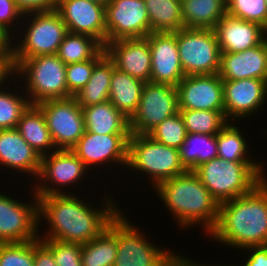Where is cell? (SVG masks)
<instances>
[{
	"label": "cell",
	"mask_w": 267,
	"mask_h": 266,
	"mask_svg": "<svg viewBox=\"0 0 267 266\" xmlns=\"http://www.w3.org/2000/svg\"><path fill=\"white\" fill-rule=\"evenodd\" d=\"M110 195L112 196L105 193L101 203L103 206H94L93 203H87L83 196L79 198L77 193L71 194L68 191L63 194L37 196L39 222L46 219L43 223L47 221L45 224L48 225L47 232L43 231L45 234L39 239L88 243L99 236L121 210Z\"/></svg>",
	"instance_id": "obj_1"
},
{
	"label": "cell",
	"mask_w": 267,
	"mask_h": 266,
	"mask_svg": "<svg viewBox=\"0 0 267 266\" xmlns=\"http://www.w3.org/2000/svg\"><path fill=\"white\" fill-rule=\"evenodd\" d=\"M208 236L239 251L250 246H266L267 177L251 192L221 203L218 221Z\"/></svg>",
	"instance_id": "obj_2"
},
{
	"label": "cell",
	"mask_w": 267,
	"mask_h": 266,
	"mask_svg": "<svg viewBox=\"0 0 267 266\" xmlns=\"http://www.w3.org/2000/svg\"><path fill=\"white\" fill-rule=\"evenodd\" d=\"M173 221L182 229L202 225L207 235L218 221L219 204L194 171H186L160 183L155 190ZM175 219V220H174Z\"/></svg>",
	"instance_id": "obj_3"
},
{
	"label": "cell",
	"mask_w": 267,
	"mask_h": 266,
	"mask_svg": "<svg viewBox=\"0 0 267 266\" xmlns=\"http://www.w3.org/2000/svg\"><path fill=\"white\" fill-rule=\"evenodd\" d=\"M263 162H234L214 158L194 172L220 205L251 192L266 177Z\"/></svg>",
	"instance_id": "obj_4"
},
{
	"label": "cell",
	"mask_w": 267,
	"mask_h": 266,
	"mask_svg": "<svg viewBox=\"0 0 267 266\" xmlns=\"http://www.w3.org/2000/svg\"><path fill=\"white\" fill-rule=\"evenodd\" d=\"M18 78L31 105L68 98L66 64L56 55H40L25 60H12V73ZM20 78V79H19ZM23 79V80H22Z\"/></svg>",
	"instance_id": "obj_5"
},
{
	"label": "cell",
	"mask_w": 267,
	"mask_h": 266,
	"mask_svg": "<svg viewBox=\"0 0 267 266\" xmlns=\"http://www.w3.org/2000/svg\"><path fill=\"white\" fill-rule=\"evenodd\" d=\"M17 33L12 39V60H25L56 54L68 29L59 12L52 9L24 14Z\"/></svg>",
	"instance_id": "obj_6"
},
{
	"label": "cell",
	"mask_w": 267,
	"mask_h": 266,
	"mask_svg": "<svg viewBox=\"0 0 267 266\" xmlns=\"http://www.w3.org/2000/svg\"><path fill=\"white\" fill-rule=\"evenodd\" d=\"M148 176L155 189L160 183L187 170L181 164L179 152L155 141L148 134H131L128 141V162L126 171Z\"/></svg>",
	"instance_id": "obj_7"
},
{
	"label": "cell",
	"mask_w": 267,
	"mask_h": 266,
	"mask_svg": "<svg viewBox=\"0 0 267 266\" xmlns=\"http://www.w3.org/2000/svg\"><path fill=\"white\" fill-rule=\"evenodd\" d=\"M123 213L121 209L107 226L117 237V255L113 266H168L171 250L149 242L146 235Z\"/></svg>",
	"instance_id": "obj_8"
},
{
	"label": "cell",
	"mask_w": 267,
	"mask_h": 266,
	"mask_svg": "<svg viewBox=\"0 0 267 266\" xmlns=\"http://www.w3.org/2000/svg\"><path fill=\"white\" fill-rule=\"evenodd\" d=\"M176 39L185 76L219 74L221 49L214 29L183 27Z\"/></svg>",
	"instance_id": "obj_9"
},
{
	"label": "cell",
	"mask_w": 267,
	"mask_h": 266,
	"mask_svg": "<svg viewBox=\"0 0 267 266\" xmlns=\"http://www.w3.org/2000/svg\"><path fill=\"white\" fill-rule=\"evenodd\" d=\"M179 112L177 88L145 82L136 112L129 119L131 134H149L163 120Z\"/></svg>",
	"instance_id": "obj_10"
},
{
	"label": "cell",
	"mask_w": 267,
	"mask_h": 266,
	"mask_svg": "<svg viewBox=\"0 0 267 266\" xmlns=\"http://www.w3.org/2000/svg\"><path fill=\"white\" fill-rule=\"evenodd\" d=\"M87 173L88 169L72 150L57 149L41 157L39 175L34 180V188L30 189L36 196L63 194L66 193L64 186L77 185L83 177L86 179Z\"/></svg>",
	"instance_id": "obj_11"
},
{
	"label": "cell",
	"mask_w": 267,
	"mask_h": 266,
	"mask_svg": "<svg viewBox=\"0 0 267 266\" xmlns=\"http://www.w3.org/2000/svg\"><path fill=\"white\" fill-rule=\"evenodd\" d=\"M31 192L34 201L27 203L0 193V243L28 242L42 236L38 233L43 224L39 222V201Z\"/></svg>",
	"instance_id": "obj_12"
},
{
	"label": "cell",
	"mask_w": 267,
	"mask_h": 266,
	"mask_svg": "<svg viewBox=\"0 0 267 266\" xmlns=\"http://www.w3.org/2000/svg\"><path fill=\"white\" fill-rule=\"evenodd\" d=\"M37 106L56 149L71 150L85 132L83 110L74 96L43 101Z\"/></svg>",
	"instance_id": "obj_13"
},
{
	"label": "cell",
	"mask_w": 267,
	"mask_h": 266,
	"mask_svg": "<svg viewBox=\"0 0 267 266\" xmlns=\"http://www.w3.org/2000/svg\"><path fill=\"white\" fill-rule=\"evenodd\" d=\"M106 43L145 38L150 22L144 0H110L105 6Z\"/></svg>",
	"instance_id": "obj_14"
},
{
	"label": "cell",
	"mask_w": 267,
	"mask_h": 266,
	"mask_svg": "<svg viewBox=\"0 0 267 266\" xmlns=\"http://www.w3.org/2000/svg\"><path fill=\"white\" fill-rule=\"evenodd\" d=\"M131 134L99 135L84 132L77 144L71 149L84 163L89 172L100 169L102 164L122 165L126 170L128 162V141ZM100 164V166H99ZM117 164V165H115Z\"/></svg>",
	"instance_id": "obj_15"
},
{
	"label": "cell",
	"mask_w": 267,
	"mask_h": 266,
	"mask_svg": "<svg viewBox=\"0 0 267 266\" xmlns=\"http://www.w3.org/2000/svg\"><path fill=\"white\" fill-rule=\"evenodd\" d=\"M225 117L228 121L250 118L267 102V81L262 79L222 80ZM249 116V117H248ZM230 118V119H229Z\"/></svg>",
	"instance_id": "obj_16"
},
{
	"label": "cell",
	"mask_w": 267,
	"mask_h": 266,
	"mask_svg": "<svg viewBox=\"0 0 267 266\" xmlns=\"http://www.w3.org/2000/svg\"><path fill=\"white\" fill-rule=\"evenodd\" d=\"M176 88L179 109L225 111L219 74L185 76Z\"/></svg>",
	"instance_id": "obj_17"
},
{
	"label": "cell",
	"mask_w": 267,
	"mask_h": 266,
	"mask_svg": "<svg viewBox=\"0 0 267 266\" xmlns=\"http://www.w3.org/2000/svg\"><path fill=\"white\" fill-rule=\"evenodd\" d=\"M55 9L68 32L91 36L105 46V6L89 0H57Z\"/></svg>",
	"instance_id": "obj_18"
},
{
	"label": "cell",
	"mask_w": 267,
	"mask_h": 266,
	"mask_svg": "<svg viewBox=\"0 0 267 266\" xmlns=\"http://www.w3.org/2000/svg\"><path fill=\"white\" fill-rule=\"evenodd\" d=\"M151 51L150 82L177 86L185 77L177 46L176 32L150 33Z\"/></svg>",
	"instance_id": "obj_19"
},
{
	"label": "cell",
	"mask_w": 267,
	"mask_h": 266,
	"mask_svg": "<svg viewBox=\"0 0 267 266\" xmlns=\"http://www.w3.org/2000/svg\"><path fill=\"white\" fill-rule=\"evenodd\" d=\"M104 49L117 70L150 82L151 51L147 37L115 40L106 43Z\"/></svg>",
	"instance_id": "obj_20"
},
{
	"label": "cell",
	"mask_w": 267,
	"mask_h": 266,
	"mask_svg": "<svg viewBox=\"0 0 267 266\" xmlns=\"http://www.w3.org/2000/svg\"><path fill=\"white\" fill-rule=\"evenodd\" d=\"M0 166L23 175L25 173L36 180L41 168V157L16 128L0 129Z\"/></svg>",
	"instance_id": "obj_21"
},
{
	"label": "cell",
	"mask_w": 267,
	"mask_h": 266,
	"mask_svg": "<svg viewBox=\"0 0 267 266\" xmlns=\"http://www.w3.org/2000/svg\"><path fill=\"white\" fill-rule=\"evenodd\" d=\"M219 76L222 80L262 79L267 81V50L261 44L239 52H222Z\"/></svg>",
	"instance_id": "obj_22"
},
{
	"label": "cell",
	"mask_w": 267,
	"mask_h": 266,
	"mask_svg": "<svg viewBox=\"0 0 267 266\" xmlns=\"http://www.w3.org/2000/svg\"><path fill=\"white\" fill-rule=\"evenodd\" d=\"M222 52H239L263 42L264 27L246 20L224 16L214 28Z\"/></svg>",
	"instance_id": "obj_23"
},
{
	"label": "cell",
	"mask_w": 267,
	"mask_h": 266,
	"mask_svg": "<svg viewBox=\"0 0 267 266\" xmlns=\"http://www.w3.org/2000/svg\"><path fill=\"white\" fill-rule=\"evenodd\" d=\"M85 131L99 135L131 134L129 118L119 111L109 100L82 107Z\"/></svg>",
	"instance_id": "obj_24"
},
{
	"label": "cell",
	"mask_w": 267,
	"mask_h": 266,
	"mask_svg": "<svg viewBox=\"0 0 267 266\" xmlns=\"http://www.w3.org/2000/svg\"><path fill=\"white\" fill-rule=\"evenodd\" d=\"M16 129L22 138L40 157L56 151L42 110L37 105H30L18 121Z\"/></svg>",
	"instance_id": "obj_25"
},
{
	"label": "cell",
	"mask_w": 267,
	"mask_h": 266,
	"mask_svg": "<svg viewBox=\"0 0 267 266\" xmlns=\"http://www.w3.org/2000/svg\"><path fill=\"white\" fill-rule=\"evenodd\" d=\"M186 28L214 29L227 15V0H181Z\"/></svg>",
	"instance_id": "obj_26"
},
{
	"label": "cell",
	"mask_w": 267,
	"mask_h": 266,
	"mask_svg": "<svg viewBox=\"0 0 267 266\" xmlns=\"http://www.w3.org/2000/svg\"><path fill=\"white\" fill-rule=\"evenodd\" d=\"M145 82L116 68L110 80L109 101L129 119L136 112Z\"/></svg>",
	"instance_id": "obj_27"
},
{
	"label": "cell",
	"mask_w": 267,
	"mask_h": 266,
	"mask_svg": "<svg viewBox=\"0 0 267 266\" xmlns=\"http://www.w3.org/2000/svg\"><path fill=\"white\" fill-rule=\"evenodd\" d=\"M114 69L115 65L107 54L95 64L87 84L74 95L81 107L109 100L110 80Z\"/></svg>",
	"instance_id": "obj_28"
},
{
	"label": "cell",
	"mask_w": 267,
	"mask_h": 266,
	"mask_svg": "<svg viewBox=\"0 0 267 266\" xmlns=\"http://www.w3.org/2000/svg\"><path fill=\"white\" fill-rule=\"evenodd\" d=\"M178 152L184 168L194 171L201 164L218 157L217 135L187 133Z\"/></svg>",
	"instance_id": "obj_29"
},
{
	"label": "cell",
	"mask_w": 267,
	"mask_h": 266,
	"mask_svg": "<svg viewBox=\"0 0 267 266\" xmlns=\"http://www.w3.org/2000/svg\"><path fill=\"white\" fill-rule=\"evenodd\" d=\"M150 33H174L184 27L181 0H144Z\"/></svg>",
	"instance_id": "obj_30"
},
{
	"label": "cell",
	"mask_w": 267,
	"mask_h": 266,
	"mask_svg": "<svg viewBox=\"0 0 267 266\" xmlns=\"http://www.w3.org/2000/svg\"><path fill=\"white\" fill-rule=\"evenodd\" d=\"M15 80L16 78L14 79L13 75L12 77L10 75V78L8 77L0 84V129L16 128L20 117L31 105L24 91L21 90L20 93H18L19 90L17 87L20 86H14V89L10 86L9 82H15L14 85H17V81ZM7 85L11 89L9 87L7 88ZM15 88H17V90Z\"/></svg>",
	"instance_id": "obj_31"
},
{
	"label": "cell",
	"mask_w": 267,
	"mask_h": 266,
	"mask_svg": "<svg viewBox=\"0 0 267 266\" xmlns=\"http://www.w3.org/2000/svg\"><path fill=\"white\" fill-rule=\"evenodd\" d=\"M104 46L95 38L68 32L56 55L67 65L95 58Z\"/></svg>",
	"instance_id": "obj_32"
},
{
	"label": "cell",
	"mask_w": 267,
	"mask_h": 266,
	"mask_svg": "<svg viewBox=\"0 0 267 266\" xmlns=\"http://www.w3.org/2000/svg\"><path fill=\"white\" fill-rule=\"evenodd\" d=\"M246 139L239 126L229 121L217 134L218 158L234 162H256L250 158L252 155L248 156L250 151Z\"/></svg>",
	"instance_id": "obj_33"
},
{
	"label": "cell",
	"mask_w": 267,
	"mask_h": 266,
	"mask_svg": "<svg viewBox=\"0 0 267 266\" xmlns=\"http://www.w3.org/2000/svg\"><path fill=\"white\" fill-rule=\"evenodd\" d=\"M117 255V237L106 228L99 236L82 244V266H113Z\"/></svg>",
	"instance_id": "obj_34"
},
{
	"label": "cell",
	"mask_w": 267,
	"mask_h": 266,
	"mask_svg": "<svg viewBox=\"0 0 267 266\" xmlns=\"http://www.w3.org/2000/svg\"><path fill=\"white\" fill-rule=\"evenodd\" d=\"M187 133L217 135L229 122L225 111L179 109Z\"/></svg>",
	"instance_id": "obj_35"
},
{
	"label": "cell",
	"mask_w": 267,
	"mask_h": 266,
	"mask_svg": "<svg viewBox=\"0 0 267 266\" xmlns=\"http://www.w3.org/2000/svg\"><path fill=\"white\" fill-rule=\"evenodd\" d=\"M227 15L267 26L266 0H227Z\"/></svg>",
	"instance_id": "obj_36"
},
{
	"label": "cell",
	"mask_w": 267,
	"mask_h": 266,
	"mask_svg": "<svg viewBox=\"0 0 267 266\" xmlns=\"http://www.w3.org/2000/svg\"><path fill=\"white\" fill-rule=\"evenodd\" d=\"M186 129L180 112L163 120L148 135L155 141L177 149L184 142Z\"/></svg>",
	"instance_id": "obj_37"
},
{
	"label": "cell",
	"mask_w": 267,
	"mask_h": 266,
	"mask_svg": "<svg viewBox=\"0 0 267 266\" xmlns=\"http://www.w3.org/2000/svg\"><path fill=\"white\" fill-rule=\"evenodd\" d=\"M0 266H34V240L0 243Z\"/></svg>",
	"instance_id": "obj_38"
},
{
	"label": "cell",
	"mask_w": 267,
	"mask_h": 266,
	"mask_svg": "<svg viewBox=\"0 0 267 266\" xmlns=\"http://www.w3.org/2000/svg\"><path fill=\"white\" fill-rule=\"evenodd\" d=\"M103 49L95 58L66 65L68 97L74 96L89 81L95 64L105 55Z\"/></svg>",
	"instance_id": "obj_39"
},
{
	"label": "cell",
	"mask_w": 267,
	"mask_h": 266,
	"mask_svg": "<svg viewBox=\"0 0 267 266\" xmlns=\"http://www.w3.org/2000/svg\"><path fill=\"white\" fill-rule=\"evenodd\" d=\"M40 241L52 252L58 266H82V244L51 239Z\"/></svg>",
	"instance_id": "obj_40"
},
{
	"label": "cell",
	"mask_w": 267,
	"mask_h": 266,
	"mask_svg": "<svg viewBox=\"0 0 267 266\" xmlns=\"http://www.w3.org/2000/svg\"><path fill=\"white\" fill-rule=\"evenodd\" d=\"M23 15V12L18 8L14 0H0V29L12 39L17 35L15 29H17L18 26L20 28ZM14 32L16 34H14Z\"/></svg>",
	"instance_id": "obj_41"
},
{
	"label": "cell",
	"mask_w": 267,
	"mask_h": 266,
	"mask_svg": "<svg viewBox=\"0 0 267 266\" xmlns=\"http://www.w3.org/2000/svg\"><path fill=\"white\" fill-rule=\"evenodd\" d=\"M23 14L56 8L57 0H14Z\"/></svg>",
	"instance_id": "obj_42"
},
{
	"label": "cell",
	"mask_w": 267,
	"mask_h": 266,
	"mask_svg": "<svg viewBox=\"0 0 267 266\" xmlns=\"http://www.w3.org/2000/svg\"><path fill=\"white\" fill-rule=\"evenodd\" d=\"M34 266H58L52 252L40 239L34 240Z\"/></svg>",
	"instance_id": "obj_43"
},
{
	"label": "cell",
	"mask_w": 267,
	"mask_h": 266,
	"mask_svg": "<svg viewBox=\"0 0 267 266\" xmlns=\"http://www.w3.org/2000/svg\"><path fill=\"white\" fill-rule=\"evenodd\" d=\"M243 250L248 251L249 256L242 266H267V245L250 246Z\"/></svg>",
	"instance_id": "obj_44"
},
{
	"label": "cell",
	"mask_w": 267,
	"mask_h": 266,
	"mask_svg": "<svg viewBox=\"0 0 267 266\" xmlns=\"http://www.w3.org/2000/svg\"><path fill=\"white\" fill-rule=\"evenodd\" d=\"M0 64L12 70V38L0 29Z\"/></svg>",
	"instance_id": "obj_45"
},
{
	"label": "cell",
	"mask_w": 267,
	"mask_h": 266,
	"mask_svg": "<svg viewBox=\"0 0 267 266\" xmlns=\"http://www.w3.org/2000/svg\"><path fill=\"white\" fill-rule=\"evenodd\" d=\"M185 255H179L178 252L175 254L174 251H172L170 258H169V262H168V266H220L217 264L211 265V264H207L204 265L203 263H199L196 260H192L188 257H184ZM196 261V262H195ZM223 266V264L221 265ZM224 266H229V265H224ZM231 266V265H230ZM235 266V265H233Z\"/></svg>",
	"instance_id": "obj_46"
},
{
	"label": "cell",
	"mask_w": 267,
	"mask_h": 266,
	"mask_svg": "<svg viewBox=\"0 0 267 266\" xmlns=\"http://www.w3.org/2000/svg\"><path fill=\"white\" fill-rule=\"evenodd\" d=\"M12 70L6 64H0V84L10 77Z\"/></svg>",
	"instance_id": "obj_47"
},
{
	"label": "cell",
	"mask_w": 267,
	"mask_h": 266,
	"mask_svg": "<svg viewBox=\"0 0 267 266\" xmlns=\"http://www.w3.org/2000/svg\"><path fill=\"white\" fill-rule=\"evenodd\" d=\"M91 2H94L96 4H100V5H103V6H106L110 0H89Z\"/></svg>",
	"instance_id": "obj_48"
},
{
	"label": "cell",
	"mask_w": 267,
	"mask_h": 266,
	"mask_svg": "<svg viewBox=\"0 0 267 266\" xmlns=\"http://www.w3.org/2000/svg\"><path fill=\"white\" fill-rule=\"evenodd\" d=\"M263 43L265 44L267 50V26L264 28Z\"/></svg>",
	"instance_id": "obj_49"
}]
</instances>
